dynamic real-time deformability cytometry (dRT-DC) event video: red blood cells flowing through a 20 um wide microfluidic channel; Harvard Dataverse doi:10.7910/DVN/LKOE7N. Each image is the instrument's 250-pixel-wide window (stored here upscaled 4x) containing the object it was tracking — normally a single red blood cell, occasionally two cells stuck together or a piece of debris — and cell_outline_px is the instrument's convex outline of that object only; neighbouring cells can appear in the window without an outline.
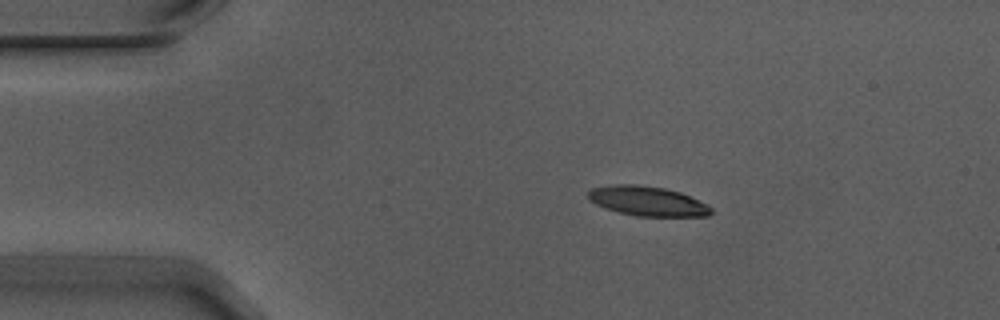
{"species": "Egyptian fruit bat (a non-hibernating species)", "species_latin": "Rousettus aegyptiacus", "temperature_condition": "warm", "stored_images_in_passage": 5, "camera_frame_rate_fps": 3000, "um_per_image_px": 0.085, "animal": {"sex": "male"}, "frame": {"image": 1, "passage_image": 3, "time_ms": 0.667, "image_size_px": [1000, 320], "cell_outline_px": [[712, 212], [708, 216], [636, 216], [604, 208], [588, 200], [588, 192], [592, 188], [616, 184], [636, 184], [664, 188], [680, 192], [708, 204], [712, 208]], "centroid_in_image_um": [55.04, 17.09], "position_along_channel_um": 30.0, "area_um2": 21.21}}
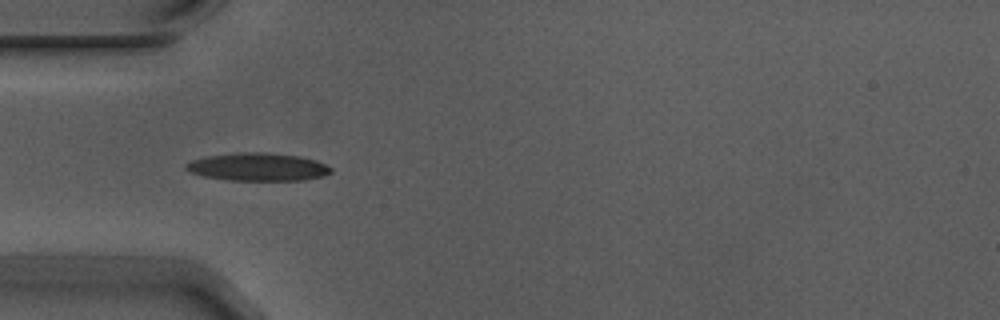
{"frame": {"image": 2, "passage_image": 4, "time_ms": 1.0, "image_size_px": [1000, 320], "cell_outline_px": [[332, 172], [324, 176], [304, 180], [228, 180], [204, 176], [192, 172], [184, 168], [184, 164], [192, 160], [208, 156], [236, 152], [264, 152], [300, 156], [316, 160], [332, 168]], "centroid_in_image_um": [21.93, 14.18], "position_along_channel_um": 63.1, "area_um2": 23.58}}